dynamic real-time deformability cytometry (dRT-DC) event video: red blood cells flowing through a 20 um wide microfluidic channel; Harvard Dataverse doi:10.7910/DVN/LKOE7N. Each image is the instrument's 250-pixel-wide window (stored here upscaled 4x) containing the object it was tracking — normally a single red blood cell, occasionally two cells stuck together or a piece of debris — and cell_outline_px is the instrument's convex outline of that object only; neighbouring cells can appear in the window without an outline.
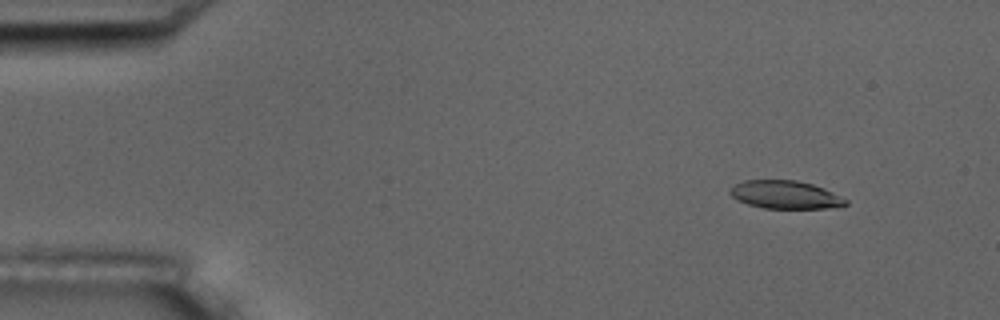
{"species": "common noctule bat (a hibernating species)", "species_latin": "Nyctalus noctula", "temperature_condition": "room temperature", "stored_images_in_passage": 4, "camera_frame_rate_fps": 3000, "um_per_image_px": 0.085, "animal": {"sex": "male", "body_mass_g": 17.5, "forearm_length_mm": 52.3}, "frame": {"image": 1, "passage_image": 2, "time_ms": 1.333, "image_size_px": [1000, 320], "cell_outline_px": [[848, 204], [840, 208], [764, 208], [748, 204], [736, 200], [728, 192], [736, 184], [744, 180], [796, 180], [812, 184], [824, 188], [848, 200]], "centroid_in_image_um": [66.78, 16.56], "position_along_channel_um": 18.2, "area_um2": 18.96}}